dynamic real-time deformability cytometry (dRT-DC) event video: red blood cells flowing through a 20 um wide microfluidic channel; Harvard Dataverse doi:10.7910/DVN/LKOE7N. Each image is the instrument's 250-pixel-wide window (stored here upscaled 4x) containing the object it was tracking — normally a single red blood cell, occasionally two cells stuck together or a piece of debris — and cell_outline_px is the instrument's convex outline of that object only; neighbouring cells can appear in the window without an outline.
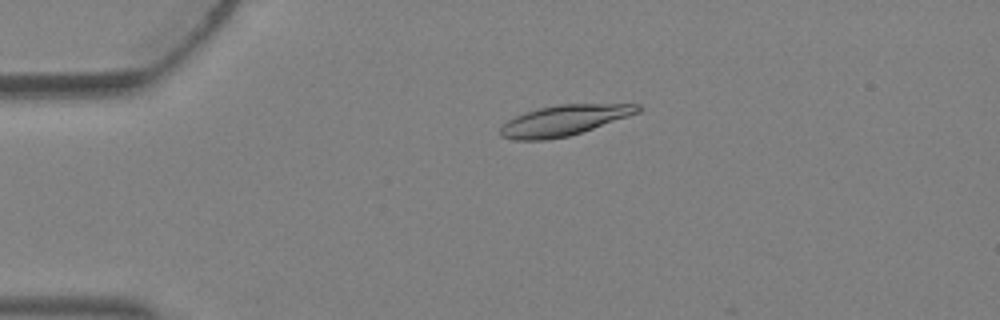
{"species": "Egyptian fruit bat (a non-hibernating species)", "species_latin": "Rousettus aegyptiacus", "temperature_condition": "warm", "stored_images_in_passage": 3, "camera_frame_rate_fps": 3000, "um_per_image_px": 0.085, "animal": {"sex": "female"}, "frame": {"image": 1, "passage_image": 2, "time_ms": 0.333, "image_size_px": [1000, 320], "cell_outline_px": [[644, 108], [640, 112], [568, 136], [548, 140], [512, 140], [500, 136], [500, 124], [524, 112], [540, 108], [560, 104], [640, 104]], "centroid_in_image_um": [47.9, 10.23], "position_along_channel_um": 37.1, "area_um2": 24.33}}